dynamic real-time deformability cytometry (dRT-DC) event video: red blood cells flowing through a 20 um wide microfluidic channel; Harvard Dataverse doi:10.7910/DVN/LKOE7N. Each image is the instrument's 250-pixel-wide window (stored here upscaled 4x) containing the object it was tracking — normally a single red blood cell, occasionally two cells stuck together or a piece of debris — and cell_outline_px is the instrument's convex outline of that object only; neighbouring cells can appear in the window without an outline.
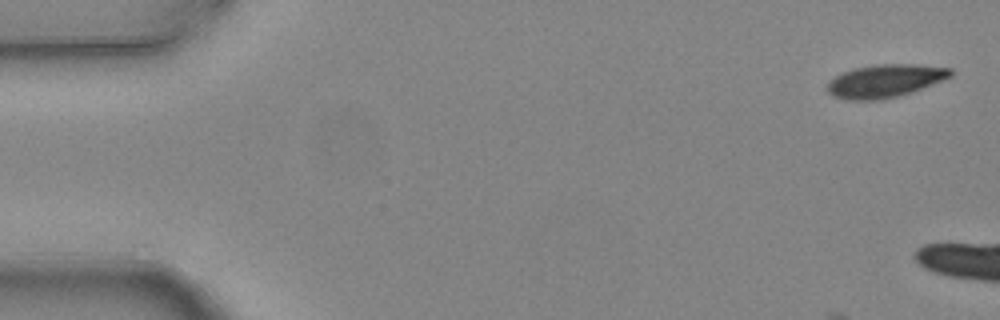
{"species": "common noctule bat (a hibernating species)", "species_latin": "Nyctalus noctula", "temperature_condition": "warm", "stored_images_in_passage": 5, "camera_frame_rate_fps": 3000, "um_per_image_px": 0.085, "animal": {"sex": "female", "body_mass_g": 24.6, "forearm_length_mm": 56.2}, "frame": {"image": 1, "passage_image": 1, "time_ms": 0.0, "image_size_px": [1000, 320], "cell_outline_px": [[952, 76], [920, 88], [896, 96], [880, 100], [848, 100], [836, 96], [828, 92], [828, 84], [836, 76], [844, 72], [856, 68], [876, 64], [912, 64], [952, 68]], "centroid_in_image_um": [75.23, 6.87], "position_along_channel_um": 9.8, "area_um2": 23.06}}